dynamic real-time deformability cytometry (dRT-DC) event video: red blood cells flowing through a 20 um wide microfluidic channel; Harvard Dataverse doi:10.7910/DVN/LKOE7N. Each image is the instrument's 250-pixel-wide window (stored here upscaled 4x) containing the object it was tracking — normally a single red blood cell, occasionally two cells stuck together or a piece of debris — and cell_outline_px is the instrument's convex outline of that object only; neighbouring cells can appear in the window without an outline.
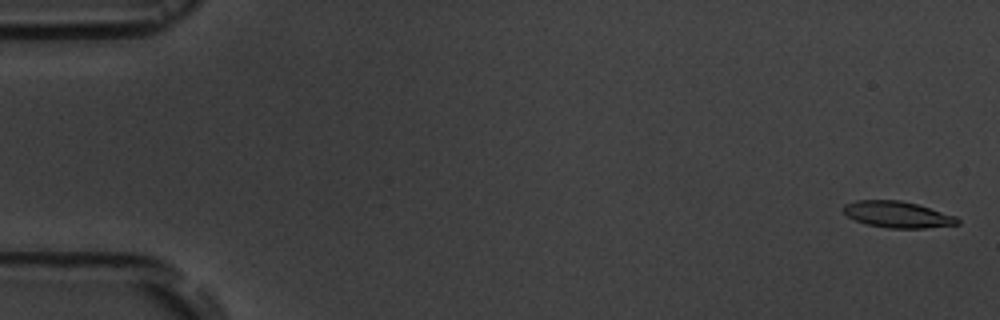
{"species": "common noctule bat (a hibernating species)", "species_latin": "Nyctalus noctula", "temperature_condition": "room temperature", "stored_images_in_passage": 5, "camera_frame_rate_fps": 3000, "um_per_image_px": 0.085, "animal": {"sex": "male", "body_mass_g": 19.5, "forearm_length_mm": 54.6}, "frame": {"image": 1, "passage_image": 1, "time_ms": 0.0, "image_size_px": [1000, 320], "cell_outline_px": [[960, 224], [924, 228], [888, 228], [868, 224], [856, 220], [848, 216], [840, 208], [844, 204], [856, 200], [900, 200], [916, 204], [956, 216], [960, 220]], "centroid_in_image_um": [76.27, 18.23], "position_along_channel_um": 8.7, "area_um2": 17.46}}
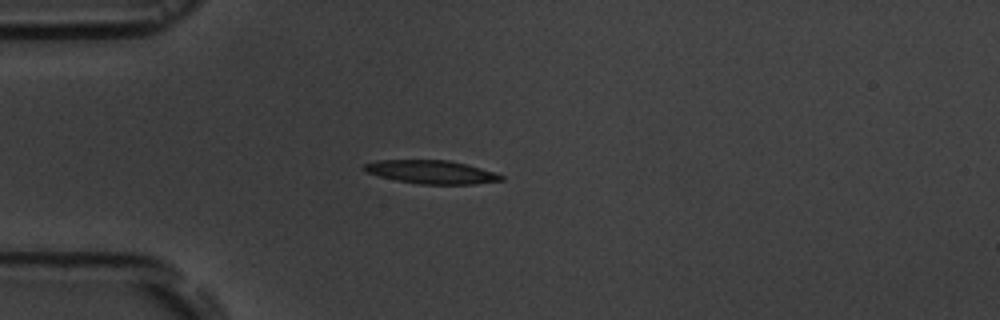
{"frame": {"image": 2, "passage_image": 5, "time_ms": 4.667, "image_size_px": [1000, 320], "cell_outline_px": [[504, 180], [472, 184], [420, 184], [396, 180], [364, 172], [360, 168], [364, 164], [376, 160], [448, 160], [468, 164], [504, 176]], "centroid_in_image_um": [36.61, 14.61], "position_along_channel_um": 48.4, "area_um2": 18.67}}